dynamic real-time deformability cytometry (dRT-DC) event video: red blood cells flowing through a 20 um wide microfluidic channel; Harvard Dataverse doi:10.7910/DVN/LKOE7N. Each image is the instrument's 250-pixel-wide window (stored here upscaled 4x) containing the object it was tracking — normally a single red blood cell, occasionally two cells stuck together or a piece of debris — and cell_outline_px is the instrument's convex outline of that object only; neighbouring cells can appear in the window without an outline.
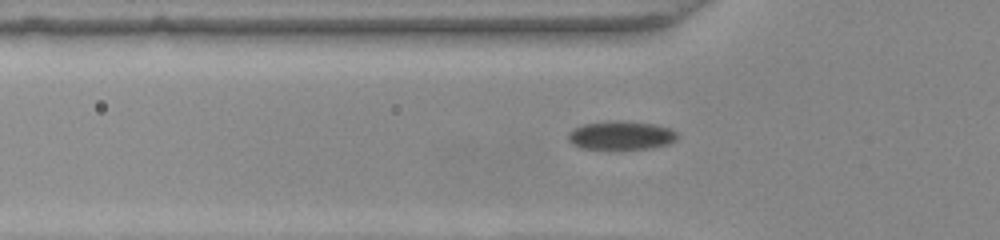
{"species": "common noctule bat (a hibernating species)", "species_latin": "Nyctalus noctula", "temperature_condition": "warm", "stored_images_in_passage": 46, "camera_frame_rate_fps": 3000, "um_per_image_px": 0.085, "animal": {"sex": "female", "body_mass_g": 22.0, "forearm_length_mm": 56.7}, "frame": {"image": 1, "passage_image": 13, "time_ms": 4.0, "image_size_px": [1000, 240], "cell_outline_px": [[680, 136], [672, 144], [652, 148], [580, 148], [572, 144], [568, 140], [568, 132], [572, 128], [584, 124], [608, 120], [620, 120], [656, 124], [668, 128], [676, 132]], "centroid_in_image_um": [52.81, 11.49], "position_along_channel_um": 73.0, "area_um2": 18.44}}
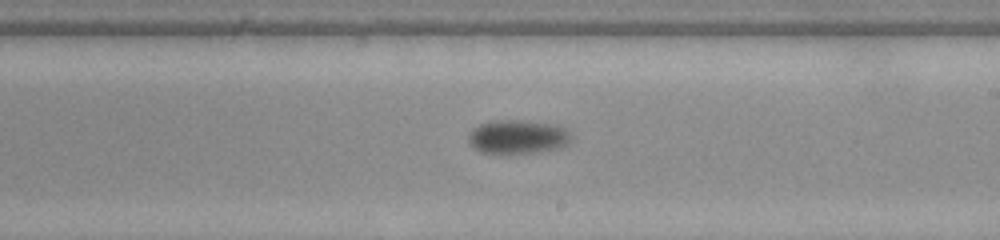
{"frame": {"image": 2, "passage_image": 27, "time_ms": 8.667, "image_size_px": [1000, 240], "cell_outline_px": [[572, 136], [568, 144], [560, 148], [540, 152], [480, 152], [468, 140], [468, 136], [472, 128], [480, 124], [496, 120], [520, 120], [560, 124]], "centroid_in_image_um": [44.06, 11.6], "position_along_channel_um": 244.9, "area_um2": 20.17}}
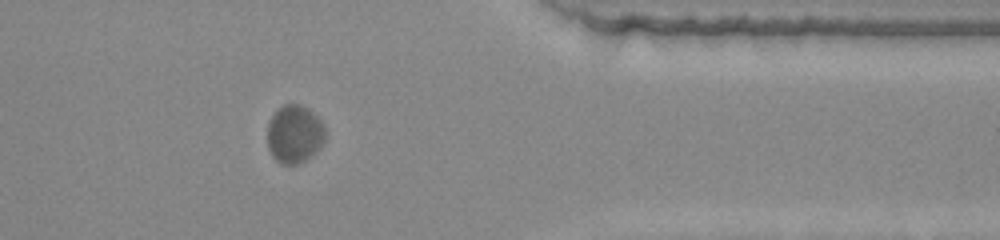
{"frame": {"image": 3, "passage_image": 40, "time_ms": 13.0, "image_size_px": [1000, 240], "cell_outline_px": [[324, 140], [320, 148], [312, 156], [296, 164], [280, 164], [272, 156], [268, 148], [268, 124], [272, 116], [284, 104], [300, 104], [308, 108], [324, 124]], "centroid_in_image_um": [25.03, 11.41], "position_along_channel_um": 386.4, "area_um2": 19.48}, "authors_computed_cell_mechanics": {"area_um2": 19.9699, "velocity_mm_per_s": 3.6889, "shape_relaxation_time_tau1_ms": 2.2501, "shape_relaxation_time_tau2_ms": null, "deformation_change_tau1": 0.0933, "deformation_change_tau2": null}}